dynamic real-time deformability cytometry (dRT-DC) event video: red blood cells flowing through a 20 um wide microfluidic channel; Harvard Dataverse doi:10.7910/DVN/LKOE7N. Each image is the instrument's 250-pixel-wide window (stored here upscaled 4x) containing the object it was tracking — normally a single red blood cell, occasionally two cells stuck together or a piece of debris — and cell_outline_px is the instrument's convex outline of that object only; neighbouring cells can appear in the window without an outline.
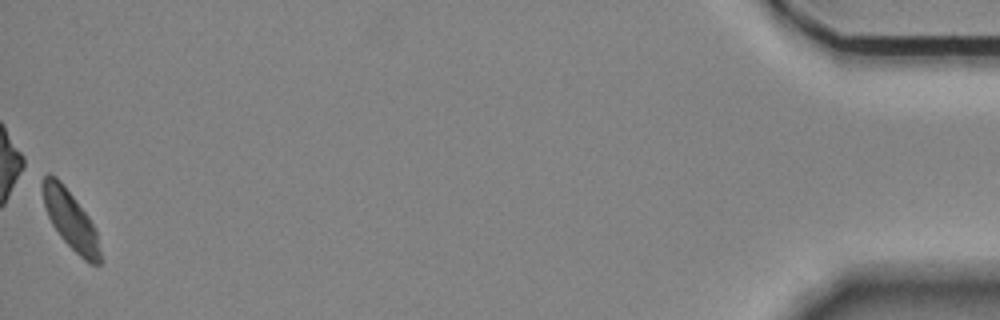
{"species": "Egyptian fruit bat (a non-hibernating species)", "species_latin": "Rousettus aegyptiacus", "temperature_condition": "room temperature", "stored_images_in_passage": 54, "camera_frame_rate_fps": 3000, "um_per_image_px": 0.085, "animal": {"sex": "female"}, "frame": {"image": 1, "passage_image": 54, "time_ms": 17.667, "image_size_px": [1000, 320], "cell_outline_px": [[104, 260], [100, 264], [88, 264], [60, 236], [52, 224], [48, 216], [44, 204], [40, 184], [44, 176], [48, 172], [56, 176], [60, 180], [88, 216], [96, 232]], "centroid_in_image_um": [6.0, 18.7], "position_along_channel_um": 429.2, "area_um2": 19.71}, "authors_computed_cell_mechanics": {"area_um2": 20.6346, "velocity_mm_per_s": 3.5156, "shape_relaxation_time_tau1_ms": 2.1538, "shape_relaxation_time_tau2_ms": 7.0134, "deformation_change_tau1": 0.1932, "deformation_change_tau2": 0.1226}}